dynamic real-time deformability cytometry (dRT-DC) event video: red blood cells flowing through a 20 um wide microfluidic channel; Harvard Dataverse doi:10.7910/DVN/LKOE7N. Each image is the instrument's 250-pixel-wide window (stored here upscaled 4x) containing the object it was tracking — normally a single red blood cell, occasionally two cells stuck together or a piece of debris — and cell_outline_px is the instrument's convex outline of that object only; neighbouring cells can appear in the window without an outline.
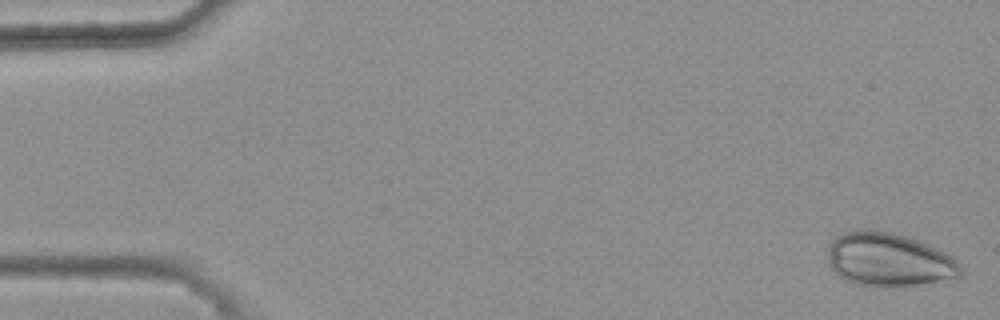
{"species": "common noctule bat (a hibernating species)", "species_latin": "Nyctalus noctula", "temperature_condition": "warm", "stored_images_in_passage": 45, "camera_frame_rate_fps": 3000, "um_per_image_px": 0.085, "animal": {"sex": "female", "body_mass_g": 25.1}, "frame": {"image": 1, "passage_image": 1, "time_ms": 0.0, "image_size_px": [1000, 320], "cell_outline_px": [[960, 276], [916, 284], [872, 288], [856, 284], [844, 280], [832, 268], [828, 260], [828, 244], [836, 236], [844, 232], [860, 228], [872, 228], [892, 232], [916, 240], [936, 248], [952, 256], [956, 260], [960, 268]], "centroid_in_image_um": [75.46, 22.05], "position_along_channel_um": 9.5, "area_um2": 41.44}}
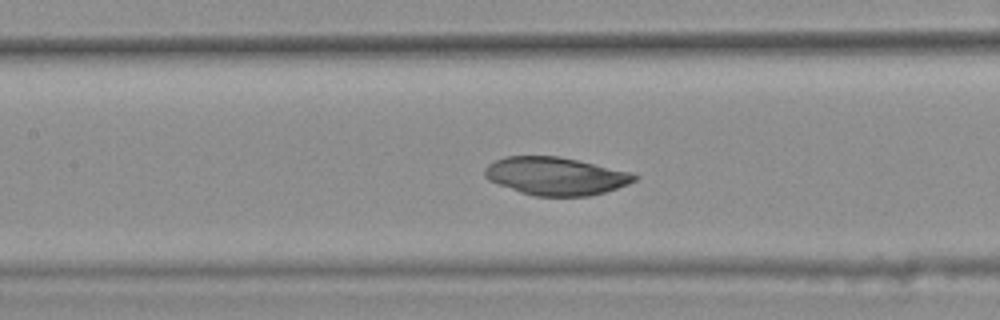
{"frame": {"image": 2, "passage_image": 24, "time_ms": 7.667, "image_size_px": [1000, 320], "cell_outline_px": [[640, 176], [636, 180], [628, 184], [604, 192], [588, 196], [536, 196], [520, 192], [488, 180], [484, 176], [484, 168], [488, 164], [496, 160], [508, 156], [560, 156], [632, 172]], "centroid_in_image_um": [47.24, 14.96], "position_along_channel_um": 160.2, "area_um2": 33.06}}
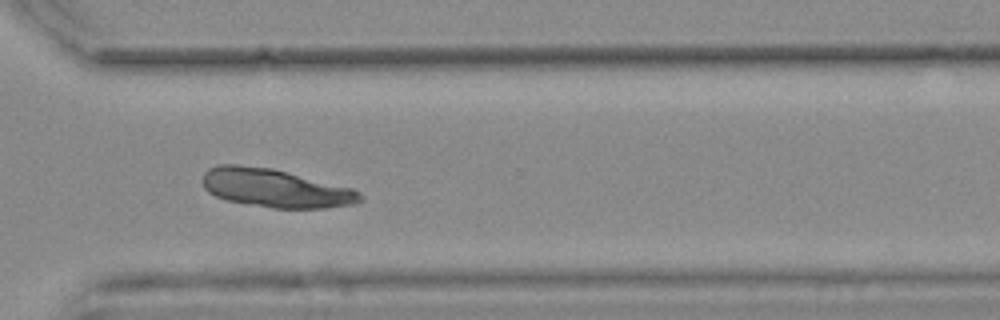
{"frame": {"image": 3, "passage_image": 39, "time_ms": 12.667, "image_size_px": [1000, 320], "cell_outline_px": [[364, 200], [356, 204], [324, 208], [272, 208], [228, 200], [216, 196], [208, 192], [204, 188], [204, 172], [208, 168], [216, 164], [236, 164], [272, 168], [352, 188], [360, 192], [364, 196]], "centroid_in_image_um": [23.43, 15.99], "position_along_channel_um": 347.2, "area_um2": 35.32}}